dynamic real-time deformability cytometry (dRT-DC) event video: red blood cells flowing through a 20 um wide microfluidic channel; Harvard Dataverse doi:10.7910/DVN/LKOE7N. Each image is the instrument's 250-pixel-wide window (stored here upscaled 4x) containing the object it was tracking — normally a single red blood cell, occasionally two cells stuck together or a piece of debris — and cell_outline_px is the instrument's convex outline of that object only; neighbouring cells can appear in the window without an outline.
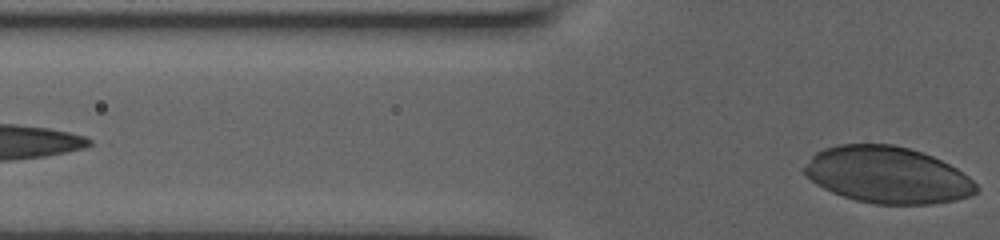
{"species": "human", "species_latin": "Homo sapiens", "temperature_condition": "room temperature", "stored_images_in_passage": 4, "segment_of_instrument_passage": [2, 2], "camera_frame_rate_fps": 3000, "um_per_image_px": 0.085, "donor": {"sex": "male"}, "frame": {"image": 1, "passage_image": 4, "time_ms": 3.333, "image_size_px": [1000, 240], "cell_outline_px": [[984, 188], [968, 196], [956, 200], [932, 204], [876, 204], [856, 200], [832, 192], [816, 184], [804, 176], [804, 168], [812, 156], [816, 152], [824, 148], [840, 144], [892, 144], [908, 148], [932, 156], [956, 168], [968, 176]], "centroid_in_image_um": [75.45, 14.88], "position_along_channel_um": 50.3, "area_um2": 56.7}}